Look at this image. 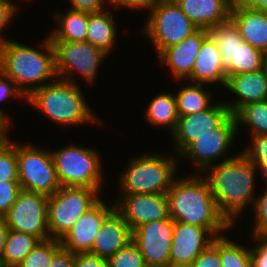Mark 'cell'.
Wrapping results in <instances>:
<instances>
[{"mask_svg": "<svg viewBox=\"0 0 267 267\" xmlns=\"http://www.w3.org/2000/svg\"><path fill=\"white\" fill-rule=\"evenodd\" d=\"M108 267H147L139 248L131 240L107 259Z\"/></svg>", "mask_w": 267, "mask_h": 267, "instance_id": "obj_34", "label": "cell"}, {"mask_svg": "<svg viewBox=\"0 0 267 267\" xmlns=\"http://www.w3.org/2000/svg\"><path fill=\"white\" fill-rule=\"evenodd\" d=\"M219 255L221 267H252L249 249L223 234L219 236Z\"/></svg>", "mask_w": 267, "mask_h": 267, "instance_id": "obj_31", "label": "cell"}, {"mask_svg": "<svg viewBox=\"0 0 267 267\" xmlns=\"http://www.w3.org/2000/svg\"><path fill=\"white\" fill-rule=\"evenodd\" d=\"M254 214L256 222H254L253 234H267V187L266 191L255 200Z\"/></svg>", "mask_w": 267, "mask_h": 267, "instance_id": "obj_38", "label": "cell"}, {"mask_svg": "<svg viewBox=\"0 0 267 267\" xmlns=\"http://www.w3.org/2000/svg\"><path fill=\"white\" fill-rule=\"evenodd\" d=\"M17 142L0 143V181H18Z\"/></svg>", "mask_w": 267, "mask_h": 267, "instance_id": "obj_33", "label": "cell"}, {"mask_svg": "<svg viewBox=\"0 0 267 267\" xmlns=\"http://www.w3.org/2000/svg\"><path fill=\"white\" fill-rule=\"evenodd\" d=\"M131 231L149 222L169 217L166 194H122L115 203Z\"/></svg>", "mask_w": 267, "mask_h": 267, "instance_id": "obj_16", "label": "cell"}, {"mask_svg": "<svg viewBox=\"0 0 267 267\" xmlns=\"http://www.w3.org/2000/svg\"><path fill=\"white\" fill-rule=\"evenodd\" d=\"M166 196L169 216L175 222L201 226L214 237L221 236L232 226L219 212L209 183L203 176L174 179Z\"/></svg>", "mask_w": 267, "mask_h": 267, "instance_id": "obj_2", "label": "cell"}, {"mask_svg": "<svg viewBox=\"0 0 267 267\" xmlns=\"http://www.w3.org/2000/svg\"><path fill=\"white\" fill-rule=\"evenodd\" d=\"M102 188L61 186L48 197V232L60 240L73 224L100 199Z\"/></svg>", "mask_w": 267, "mask_h": 267, "instance_id": "obj_6", "label": "cell"}, {"mask_svg": "<svg viewBox=\"0 0 267 267\" xmlns=\"http://www.w3.org/2000/svg\"><path fill=\"white\" fill-rule=\"evenodd\" d=\"M10 119L7 116L3 110L0 111V143L5 142L6 140L9 139V136L6 134L8 133V128H9V122Z\"/></svg>", "mask_w": 267, "mask_h": 267, "instance_id": "obj_47", "label": "cell"}, {"mask_svg": "<svg viewBox=\"0 0 267 267\" xmlns=\"http://www.w3.org/2000/svg\"><path fill=\"white\" fill-rule=\"evenodd\" d=\"M229 115V109L221 101L204 111L180 116L175 130L171 133L178 154L176 157L200 136L215 130Z\"/></svg>", "mask_w": 267, "mask_h": 267, "instance_id": "obj_15", "label": "cell"}, {"mask_svg": "<svg viewBox=\"0 0 267 267\" xmlns=\"http://www.w3.org/2000/svg\"><path fill=\"white\" fill-rule=\"evenodd\" d=\"M173 231L174 220L170 216L132 231V241L142 253L147 267H169Z\"/></svg>", "mask_w": 267, "mask_h": 267, "instance_id": "obj_14", "label": "cell"}, {"mask_svg": "<svg viewBox=\"0 0 267 267\" xmlns=\"http://www.w3.org/2000/svg\"><path fill=\"white\" fill-rule=\"evenodd\" d=\"M114 209L115 204L108 206L100 199L59 240L61 247L72 253L89 252L102 223Z\"/></svg>", "mask_w": 267, "mask_h": 267, "instance_id": "obj_18", "label": "cell"}, {"mask_svg": "<svg viewBox=\"0 0 267 267\" xmlns=\"http://www.w3.org/2000/svg\"><path fill=\"white\" fill-rule=\"evenodd\" d=\"M238 4L243 7L253 9V10H262L267 11V0H235Z\"/></svg>", "mask_w": 267, "mask_h": 267, "instance_id": "obj_46", "label": "cell"}, {"mask_svg": "<svg viewBox=\"0 0 267 267\" xmlns=\"http://www.w3.org/2000/svg\"><path fill=\"white\" fill-rule=\"evenodd\" d=\"M78 85L77 82L57 78L33 91L26 101L60 125L100 123V119L85 102Z\"/></svg>", "mask_w": 267, "mask_h": 267, "instance_id": "obj_4", "label": "cell"}, {"mask_svg": "<svg viewBox=\"0 0 267 267\" xmlns=\"http://www.w3.org/2000/svg\"><path fill=\"white\" fill-rule=\"evenodd\" d=\"M237 122L234 115L230 114L215 130L211 133L200 136L190 144L180 155L179 159L184 157L194 160L195 166L201 173H204L209 167L213 166L215 160L224 157L231 148L237 131ZM224 155V156H223Z\"/></svg>", "mask_w": 267, "mask_h": 267, "instance_id": "obj_13", "label": "cell"}, {"mask_svg": "<svg viewBox=\"0 0 267 267\" xmlns=\"http://www.w3.org/2000/svg\"><path fill=\"white\" fill-rule=\"evenodd\" d=\"M107 1V0H106ZM104 0H70V9L83 11L88 13H98L104 11ZM108 4L111 5V0H108Z\"/></svg>", "mask_w": 267, "mask_h": 267, "instance_id": "obj_42", "label": "cell"}, {"mask_svg": "<svg viewBox=\"0 0 267 267\" xmlns=\"http://www.w3.org/2000/svg\"><path fill=\"white\" fill-rule=\"evenodd\" d=\"M8 232L9 228L6 224L4 217H0V267H2L4 245L6 243Z\"/></svg>", "mask_w": 267, "mask_h": 267, "instance_id": "obj_48", "label": "cell"}, {"mask_svg": "<svg viewBox=\"0 0 267 267\" xmlns=\"http://www.w3.org/2000/svg\"><path fill=\"white\" fill-rule=\"evenodd\" d=\"M132 240V231L122 215L114 209L102 223L90 254L108 259Z\"/></svg>", "mask_w": 267, "mask_h": 267, "instance_id": "obj_20", "label": "cell"}, {"mask_svg": "<svg viewBox=\"0 0 267 267\" xmlns=\"http://www.w3.org/2000/svg\"><path fill=\"white\" fill-rule=\"evenodd\" d=\"M40 46L43 51L9 39L0 47V70L26 98L36 89L48 84L47 80L57 77L50 37L47 36Z\"/></svg>", "mask_w": 267, "mask_h": 267, "instance_id": "obj_3", "label": "cell"}, {"mask_svg": "<svg viewBox=\"0 0 267 267\" xmlns=\"http://www.w3.org/2000/svg\"><path fill=\"white\" fill-rule=\"evenodd\" d=\"M61 248L58 239L40 241L17 267H49L53 256Z\"/></svg>", "mask_w": 267, "mask_h": 267, "instance_id": "obj_32", "label": "cell"}, {"mask_svg": "<svg viewBox=\"0 0 267 267\" xmlns=\"http://www.w3.org/2000/svg\"><path fill=\"white\" fill-rule=\"evenodd\" d=\"M215 237L205 228L174 221L169 267H191Z\"/></svg>", "mask_w": 267, "mask_h": 267, "instance_id": "obj_17", "label": "cell"}, {"mask_svg": "<svg viewBox=\"0 0 267 267\" xmlns=\"http://www.w3.org/2000/svg\"><path fill=\"white\" fill-rule=\"evenodd\" d=\"M255 173L253 163L242 152L226 157L204 172L219 212L232 226L250 202L255 204Z\"/></svg>", "mask_w": 267, "mask_h": 267, "instance_id": "obj_1", "label": "cell"}, {"mask_svg": "<svg viewBox=\"0 0 267 267\" xmlns=\"http://www.w3.org/2000/svg\"><path fill=\"white\" fill-rule=\"evenodd\" d=\"M57 28L49 33L51 41H86L88 12L68 9L64 13H55Z\"/></svg>", "mask_w": 267, "mask_h": 267, "instance_id": "obj_25", "label": "cell"}, {"mask_svg": "<svg viewBox=\"0 0 267 267\" xmlns=\"http://www.w3.org/2000/svg\"><path fill=\"white\" fill-rule=\"evenodd\" d=\"M116 27L113 15L109 12L104 10L98 13H88L86 41L109 54L116 44Z\"/></svg>", "mask_w": 267, "mask_h": 267, "instance_id": "obj_26", "label": "cell"}, {"mask_svg": "<svg viewBox=\"0 0 267 267\" xmlns=\"http://www.w3.org/2000/svg\"><path fill=\"white\" fill-rule=\"evenodd\" d=\"M225 88L237 97L230 103L224 102L232 115L247 104L267 100V80L261 70L229 76Z\"/></svg>", "mask_w": 267, "mask_h": 267, "instance_id": "obj_21", "label": "cell"}, {"mask_svg": "<svg viewBox=\"0 0 267 267\" xmlns=\"http://www.w3.org/2000/svg\"><path fill=\"white\" fill-rule=\"evenodd\" d=\"M55 53V69L59 79L76 83V72L89 83L94 82L100 63L109 54L88 41H51ZM76 71V72H75ZM62 76V77H61Z\"/></svg>", "mask_w": 267, "mask_h": 267, "instance_id": "obj_11", "label": "cell"}, {"mask_svg": "<svg viewBox=\"0 0 267 267\" xmlns=\"http://www.w3.org/2000/svg\"><path fill=\"white\" fill-rule=\"evenodd\" d=\"M48 197L42 193L21 190L4 216L9 230L34 235L41 241L50 239L47 218Z\"/></svg>", "mask_w": 267, "mask_h": 267, "instance_id": "obj_12", "label": "cell"}, {"mask_svg": "<svg viewBox=\"0 0 267 267\" xmlns=\"http://www.w3.org/2000/svg\"><path fill=\"white\" fill-rule=\"evenodd\" d=\"M219 255V236L215 237L212 243L204 249L193 261L191 267H221Z\"/></svg>", "mask_w": 267, "mask_h": 267, "instance_id": "obj_37", "label": "cell"}, {"mask_svg": "<svg viewBox=\"0 0 267 267\" xmlns=\"http://www.w3.org/2000/svg\"><path fill=\"white\" fill-rule=\"evenodd\" d=\"M10 96L26 101L25 95L17 88L16 84L0 70V101Z\"/></svg>", "mask_w": 267, "mask_h": 267, "instance_id": "obj_40", "label": "cell"}, {"mask_svg": "<svg viewBox=\"0 0 267 267\" xmlns=\"http://www.w3.org/2000/svg\"><path fill=\"white\" fill-rule=\"evenodd\" d=\"M40 241L34 235L9 230L4 245L2 267H17Z\"/></svg>", "mask_w": 267, "mask_h": 267, "instance_id": "obj_28", "label": "cell"}, {"mask_svg": "<svg viewBox=\"0 0 267 267\" xmlns=\"http://www.w3.org/2000/svg\"><path fill=\"white\" fill-rule=\"evenodd\" d=\"M177 159L143 154L134 157L123 170L119 183L122 194H167L177 172Z\"/></svg>", "mask_w": 267, "mask_h": 267, "instance_id": "obj_5", "label": "cell"}, {"mask_svg": "<svg viewBox=\"0 0 267 267\" xmlns=\"http://www.w3.org/2000/svg\"><path fill=\"white\" fill-rule=\"evenodd\" d=\"M258 244L249 249L252 267H267V234H253Z\"/></svg>", "mask_w": 267, "mask_h": 267, "instance_id": "obj_39", "label": "cell"}, {"mask_svg": "<svg viewBox=\"0 0 267 267\" xmlns=\"http://www.w3.org/2000/svg\"><path fill=\"white\" fill-rule=\"evenodd\" d=\"M75 253L61 248L52 258L49 267H74Z\"/></svg>", "mask_w": 267, "mask_h": 267, "instance_id": "obj_44", "label": "cell"}, {"mask_svg": "<svg viewBox=\"0 0 267 267\" xmlns=\"http://www.w3.org/2000/svg\"><path fill=\"white\" fill-rule=\"evenodd\" d=\"M18 181L22 190L53 195L61 187L52 152L17 144Z\"/></svg>", "mask_w": 267, "mask_h": 267, "instance_id": "obj_10", "label": "cell"}, {"mask_svg": "<svg viewBox=\"0 0 267 267\" xmlns=\"http://www.w3.org/2000/svg\"><path fill=\"white\" fill-rule=\"evenodd\" d=\"M188 80L200 84H222L227 82L226 69L221 63V54L217 43L209 35L202 43L200 51Z\"/></svg>", "mask_w": 267, "mask_h": 267, "instance_id": "obj_23", "label": "cell"}, {"mask_svg": "<svg viewBox=\"0 0 267 267\" xmlns=\"http://www.w3.org/2000/svg\"><path fill=\"white\" fill-rule=\"evenodd\" d=\"M252 147H248L242 153L253 163L254 168L260 170L261 176L267 181V135H255L251 137Z\"/></svg>", "mask_w": 267, "mask_h": 267, "instance_id": "obj_35", "label": "cell"}, {"mask_svg": "<svg viewBox=\"0 0 267 267\" xmlns=\"http://www.w3.org/2000/svg\"><path fill=\"white\" fill-rule=\"evenodd\" d=\"M61 186L100 188L101 159L95 150L69 145L52 153Z\"/></svg>", "mask_w": 267, "mask_h": 267, "instance_id": "obj_7", "label": "cell"}, {"mask_svg": "<svg viewBox=\"0 0 267 267\" xmlns=\"http://www.w3.org/2000/svg\"><path fill=\"white\" fill-rule=\"evenodd\" d=\"M208 31L219 47L227 77L261 70L264 53L243 40L231 19Z\"/></svg>", "mask_w": 267, "mask_h": 267, "instance_id": "obj_8", "label": "cell"}, {"mask_svg": "<svg viewBox=\"0 0 267 267\" xmlns=\"http://www.w3.org/2000/svg\"><path fill=\"white\" fill-rule=\"evenodd\" d=\"M203 86L205 84L188 83L174 94L179 117L204 111L212 105V94L206 92Z\"/></svg>", "mask_w": 267, "mask_h": 267, "instance_id": "obj_29", "label": "cell"}, {"mask_svg": "<svg viewBox=\"0 0 267 267\" xmlns=\"http://www.w3.org/2000/svg\"><path fill=\"white\" fill-rule=\"evenodd\" d=\"M74 267H108L107 259L90 254L75 253Z\"/></svg>", "mask_w": 267, "mask_h": 267, "instance_id": "obj_43", "label": "cell"}, {"mask_svg": "<svg viewBox=\"0 0 267 267\" xmlns=\"http://www.w3.org/2000/svg\"><path fill=\"white\" fill-rule=\"evenodd\" d=\"M149 12L144 32L151 38L158 55L198 29L175 0H159Z\"/></svg>", "mask_w": 267, "mask_h": 267, "instance_id": "obj_9", "label": "cell"}, {"mask_svg": "<svg viewBox=\"0 0 267 267\" xmlns=\"http://www.w3.org/2000/svg\"><path fill=\"white\" fill-rule=\"evenodd\" d=\"M237 128L241 124L251 129V136L267 135V100L243 106L235 115Z\"/></svg>", "mask_w": 267, "mask_h": 267, "instance_id": "obj_30", "label": "cell"}, {"mask_svg": "<svg viewBox=\"0 0 267 267\" xmlns=\"http://www.w3.org/2000/svg\"><path fill=\"white\" fill-rule=\"evenodd\" d=\"M175 2L198 29L209 30L230 20L234 0H175Z\"/></svg>", "mask_w": 267, "mask_h": 267, "instance_id": "obj_22", "label": "cell"}, {"mask_svg": "<svg viewBox=\"0 0 267 267\" xmlns=\"http://www.w3.org/2000/svg\"><path fill=\"white\" fill-rule=\"evenodd\" d=\"M261 71L267 80V52L263 56Z\"/></svg>", "mask_w": 267, "mask_h": 267, "instance_id": "obj_49", "label": "cell"}, {"mask_svg": "<svg viewBox=\"0 0 267 267\" xmlns=\"http://www.w3.org/2000/svg\"><path fill=\"white\" fill-rule=\"evenodd\" d=\"M208 36V30L197 29L178 44L165 48L158 57L162 64L169 66L172 75L182 81L192 73L197 54Z\"/></svg>", "mask_w": 267, "mask_h": 267, "instance_id": "obj_19", "label": "cell"}, {"mask_svg": "<svg viewBox=\"0 0 267 267\" xmlns=\"http://www.w3.org/2000/svg\"><path fill=\"white\" fill-rule=\"evenodd\" d=\"M146 111V119L151 125L167 126L171 129V133L175 130L179 116L176 98L173 93L162 92L158 94L152 99Z\"/></svg>", "mask_w": 267, "mask_h": 267, "instance_id": "obj_27", "label": "cell"}, {"mask_svg": "<svg viewBox=\"0 0 267 267\" xmlns=\"http://www.w3.org/2000/svg\"><path fill=\"white\" fill-rule=\"evenodd\" d=\"M159 0H111V5L132 9H151Z\"/></svg>", "mask_w": 267, "mask_h": 267, "instance_id": "obj_45", "label": "cell"}, {"mask_svg": "<svg viewBox=\"0 0 267 267\" xmlns=\"http://www.w3.org/2000/svg\"><path fill=\"white\" fill-rule=\"evenodd\" d=\"M230 19L246 43L267 52V11L249 9L234 0Z\"/></svg>", "mask_w": 267, "mask_h": 267, "instance_id": "obj_24", "label": "cell"}, {"mask_svg": "<svg viewBox=\"0 0 267 267\" xmlns=\"http://www.w3.org/2000/svg\"><path fill=\"white\" fill-rule=\"evenodd\" d=\"M16 6L13 5L12 2L9 0H0V32L5 28V26L11 22L10 20L13 19L16 13ZM1 34V33H0ZM3 36L0 35V47L9 39L2 38Z\"/></svg>", "mask_w": 267, "mask_h": 267, "instance_id": "obj_41", "label": "cell"}, {"mask_svg": "<svg viewBox=\"0 0 267 267\" xmlns=\"http://www.w3.org/2000/svg\"><path fill=\"white\" fill-rule=\"evenodd\" d=\"M19 181H0V217H4L21 191Z\"/></svg>", "mask_w": 267, "mask_h": 267, "instance_id": "obj_36", "label": "cell"}]
</instances>
